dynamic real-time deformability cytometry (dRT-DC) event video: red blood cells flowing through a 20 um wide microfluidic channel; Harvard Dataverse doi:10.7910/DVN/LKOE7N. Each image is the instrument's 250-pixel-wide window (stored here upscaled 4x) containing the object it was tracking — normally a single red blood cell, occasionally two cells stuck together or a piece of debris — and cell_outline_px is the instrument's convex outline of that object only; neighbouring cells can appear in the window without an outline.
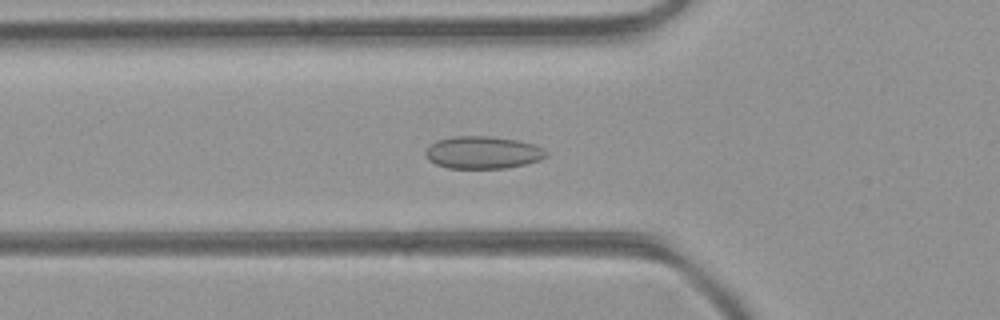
{"species": "common noctule bat (a hibernating species)", "species_latin": "Nyctalus noctula", "temperature_condition": "room temperature", "stored_images_in_passage": 40, "camera_frame_rate_fps": 3000, "um_per_image_px": 0.085, "animal": {"sex": "female", "body_mass_g": 21.9}, "frame": {"image": 1, "passage_image": 15, "time_ms": 4.667, "image_size_px": [1000, 320], "cell_outline_px": [[548, 156], [540, 160], [508, 168], [448, 168], [436, 164], [428, 160], [424, 152], [436, 140], [452, 136], [488, 136], [516, 140], [532, 144], [544, 148], [548, 152]], "centroid_in_image_um": [41.05, 12.96], "position_along_channel_um": 84.8, "area_um2": 22.83}}
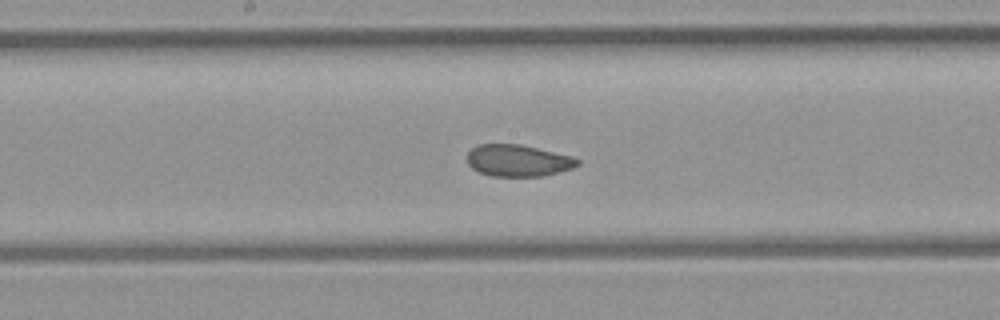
{"frame": {"image": 2, "passage_image": 23, "time_ms": 7.333, "image_size_px": [1000, 320], "cell_outline_px": [[580, 164], [572, 168], [544, 176], [492, 176], [480, 172], [472, 168], [468, 164], [468, 152], [476, 144], [520, 144], [572, 156], [580, 160]], "centroid_in_image_um": [44.04, 13.64], "position_along_channel_um": 204.2, "area_um2": 20.4}}
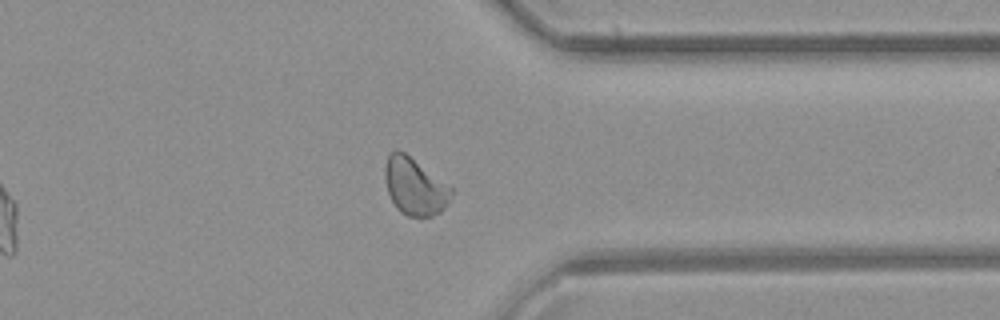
{"frame": {"image": 3, "passage_image": 35, "time_ms": 11.333, "image_size_px": [1000, 320], "cell_outline_px": [[452, 196], [448, 204], [440, 212], [432, 216], [408, 216], [400, 212], [396, 208], [388, 192], [384, 176], [384, 168], [388, 156], [396, 148], [404, 152], [452, 188]], "centroid_in_image_um": [35.24, 15.86], "position_along_channel_um": 376.2, "area_um2": 21.85}, "authors_computed_cell_mechanics": {"area_um2": 21.7328, "velocity_mm_per_s": 4.4448, "shape_relaxation_time_tau1_ms": null, "shape_relaxation_time_tau2_ms": 1.2236, "deformation_change_tau1": null, "deformation_change_tau2": 0.0359}}